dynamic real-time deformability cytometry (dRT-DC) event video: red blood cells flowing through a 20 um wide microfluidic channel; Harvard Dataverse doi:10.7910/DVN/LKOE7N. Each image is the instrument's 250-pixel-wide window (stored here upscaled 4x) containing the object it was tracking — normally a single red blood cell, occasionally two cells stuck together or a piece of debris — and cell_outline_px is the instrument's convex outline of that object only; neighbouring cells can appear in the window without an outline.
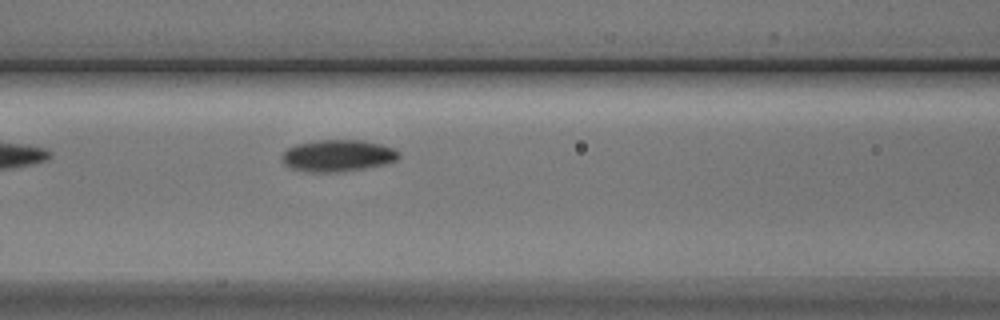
{"species": "Egyptian fruit bat (a non-hibernating species)", "species_latin": "Rousettus aegyptiacus", "temperature_condition": "cold", "stored_images_in_passage": 6, "camera_frame_rate_fps": 3000, "um_per_image_px": 0.085, "animal": {"sex": "male"}, "frame": {"image": 1, "passage_image": 6, "time_ms": 7.0, "image_size_px": [1000, 320], "cell_outline_px": [[400, 156], [396, 160], [384, 164], [364, 168], [340, 172], [312, 172], [292, 168], [284, 164], [284, 152], [288, 148], [296, 144], [316, 140], [360, 140], [380, 144], [396, 148], [400, 152]], "centroid_in_image_um": [28.76, 13.22], "position_along_channel_um": 137.8, "area_um2": 21.5}}